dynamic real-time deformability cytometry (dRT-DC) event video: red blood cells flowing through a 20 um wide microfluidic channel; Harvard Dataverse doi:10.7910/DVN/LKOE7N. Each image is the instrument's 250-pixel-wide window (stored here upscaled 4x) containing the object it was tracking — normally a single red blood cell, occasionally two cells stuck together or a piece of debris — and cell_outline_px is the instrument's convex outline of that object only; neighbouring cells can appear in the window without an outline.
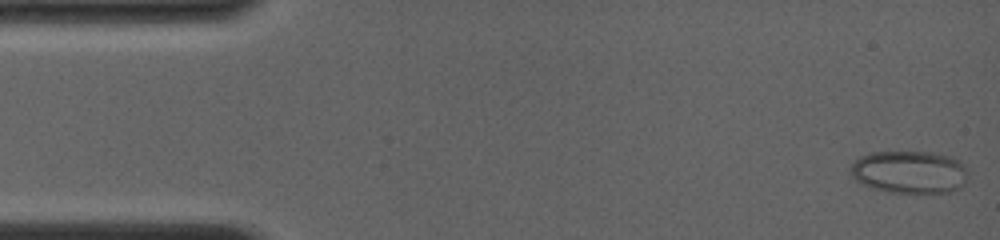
{"species": "common noctule bat (a hibernating species)", "species_latin": "Nyctalus noctula", "temperature_condition": "room temperature", "stored_images_in_passage": 8, "camera_frame_rate_fps": 4000, "um_per_image_px": 0.085, "animal": {"sex": "female", "body_mass_g": 19.0, "forearm_length_mm": 56.7}, "frame": {"image": 1, "passage_image": 1, "time_ms": 0.0, "image_size_px": [1000, 240], "cell_outline_px": [[964, 184], [960, 188], [948, 192], [888, 192], [872, 188], [856, 180], [848, 172], [848, 168], [860, 156], [868, 152], [932, 152], [956, 156], [964, 164]], "centroid_in_image_um": [77.27, 14.6], "position_along_channel_um": 7.7, "area_um2": 29.3}}
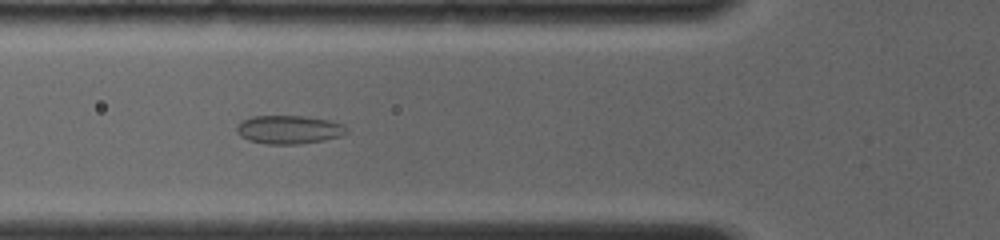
{"frame": {"image": 2, "passage_image": 7, "time_ms": 5.25, "image_size_px": [1000, 240], "cell_outline_px": [[348, 132], [340, 136], [324, 140], [300, 144], [268, 144], [248, 140], [240, 136], [236, 132], [236, 124], [252, 116], [304, 116], [328, 120], [344, 124], [348, 128]], "centroid_in_image_um": [24.56, 11.02], "position_along_channel_um": 101.2, "area_um2": 18.32}}
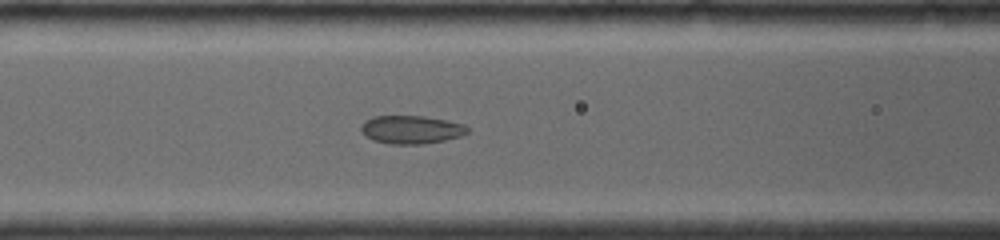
{"frame": {"image": 3, "passage_image": 8, "time_ms": 6.0, "image_size_px": [1000, 240], "cell_outline_px": [[468, 132], [460, 136], [444, 140], [424, 144], [388, 144], [372, 140], [360, 128], [364, 120], [372, 116], [424, 116], [448, 120], [464, 124], [468, 128]], "centroid_in_image_um": [34.96, 11.01], "position_along_channel_um": 131.6, "area_um2": 17.51}}